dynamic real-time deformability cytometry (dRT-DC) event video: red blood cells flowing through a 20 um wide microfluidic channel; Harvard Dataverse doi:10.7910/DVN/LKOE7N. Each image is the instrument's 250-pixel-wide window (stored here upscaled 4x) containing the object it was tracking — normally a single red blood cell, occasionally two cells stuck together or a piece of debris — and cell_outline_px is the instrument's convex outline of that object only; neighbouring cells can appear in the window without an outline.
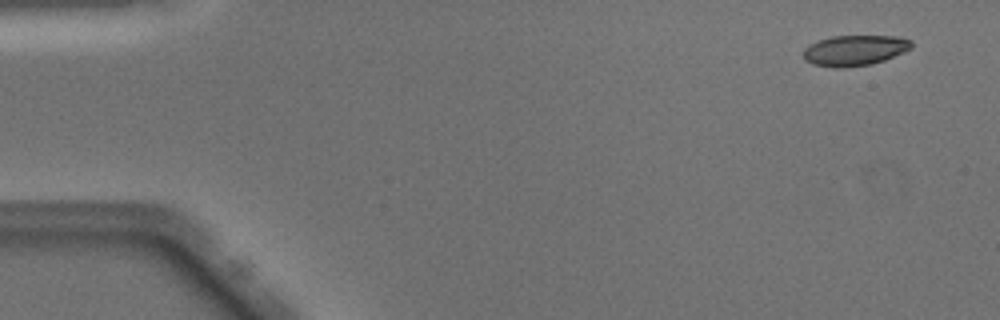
{"species": "Egyptian fruit bat (a non-hibernating species)", "species_latin": "Rousettus aegyptiacus", "temperature_condition": "warm", "stored_images_in_passage": 13, "camera_frame_rate_fps": 3000, "um_per_image_px": 0.085, "animal": {"sex": "male"}, "frame": {"image": 1, "passage_image": 3, "time_ms": 0.667, "image_size_px": [1000, 320], "cell_outline_px": [[912, 48], [904, 52], [884, 60], [872, 64], [844, 68], [832, 68], [812, 64], [804, 60], [804, 48], [808, 44], [832, 36], [900, 36], [912, 40]], "centroid_in_image_um": [72.65, 4.29], "position_along_channel_um": 12.4, "area_um2": 19.48}}